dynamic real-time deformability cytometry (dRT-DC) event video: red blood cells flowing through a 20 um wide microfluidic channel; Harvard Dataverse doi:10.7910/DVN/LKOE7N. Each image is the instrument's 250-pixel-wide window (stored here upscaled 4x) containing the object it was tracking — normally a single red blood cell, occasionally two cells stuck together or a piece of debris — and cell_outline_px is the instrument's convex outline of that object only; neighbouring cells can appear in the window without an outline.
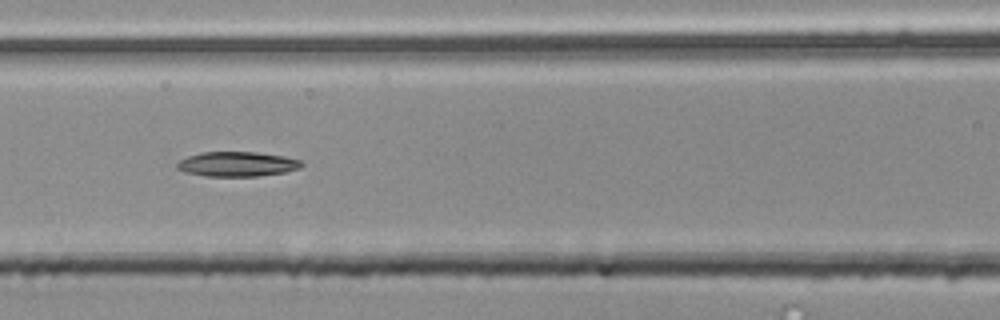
{"species": "common noctule bat (a hibernating species)", "species_latin": "Nyctalus noctula", "temperature_condition": "room temperature", "stored_images_in_passage": 40, "camera_frame_rate_fps": 3000, "um_per_image_px": 0.085, "animal": {"sex": "male", "body_mass_g": 20.4}, "frame": {"image": 1, "passage_image": 9, "time_ms": 2.667, "image_size_px": [1000, 320], "cell_outline_px": [[304, 164], [300, 168], [284, 172], [256, 176], [204, 176], [188, 172], [176, 168], [176, 164], [180, 160], [188, 156], [200, 152], [256, 152], [284, 156], [300, 160]], "centroid_in_image_um": [20.16, 13.94], "position_along_channel_um": 146.4, "area_um2": 17.86}}
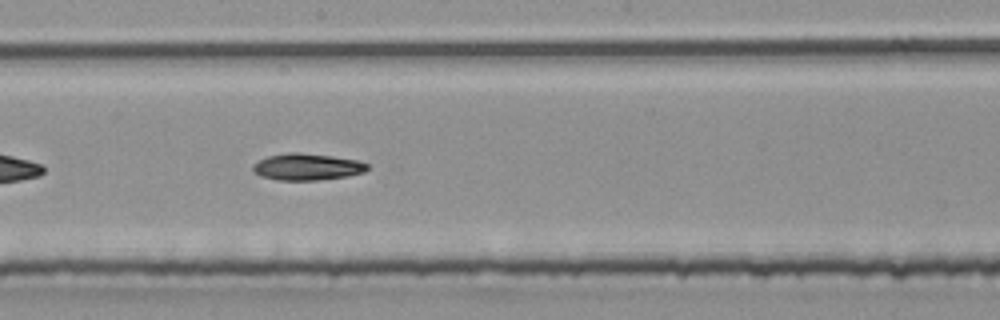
{"frame": {"image": 2, "passage_image": 15, "time_ms": 4.667, "image_size_px": [1000, 320], "cell_outline_px": [[368, 168], [364, 172], [348, 176], [316, 180], [276, 180], [260, 176], [252, 172], [252, 164], [268, 156], [288, 152], [300, 152], [332, 156], [356, 160], [368, 164]], "centroid_in_image_um": [26.06, 14.18], "position_along_channel_um": 222.1, "area_um2": 17.86}}
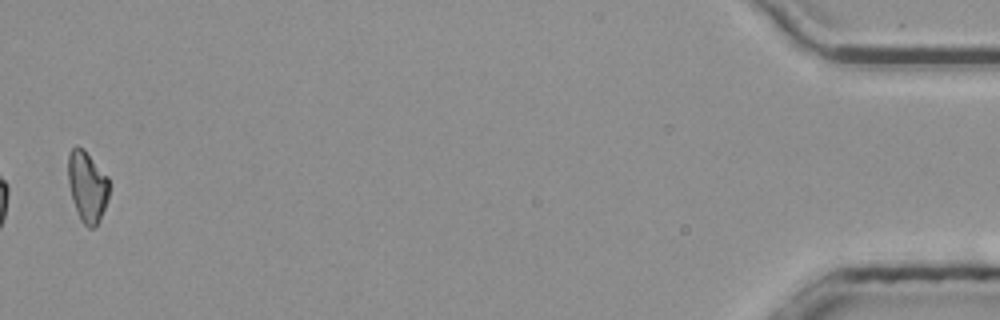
{"frame": {"image": 3, "passage_image": 39, "time_ms": 12.667, "image_size_px": [1000, 320], "cell_outline_px": [[108, 196], [100, 220], [96, 228], [88, 228], [80, 220], [72, 200], [68, 184], [68, 152], [76, 144], [84, 148], [108, 176]], "centroid_in_image_um": [7.4, 15.83], "position_along_channel_um": 427.8, "area_um2": 17.22}, "authors_computed_cell_mechanics": {"area_um2": 17.5423, "velocity_mm_per_s": 3.7915, "shape_relaxation_time_tau1_ms": 6.2598, "shape_relaxation_time_tau2_ms": null, "deformation_change_tau1": 0.1665, "deformation_change_tau2": null}}